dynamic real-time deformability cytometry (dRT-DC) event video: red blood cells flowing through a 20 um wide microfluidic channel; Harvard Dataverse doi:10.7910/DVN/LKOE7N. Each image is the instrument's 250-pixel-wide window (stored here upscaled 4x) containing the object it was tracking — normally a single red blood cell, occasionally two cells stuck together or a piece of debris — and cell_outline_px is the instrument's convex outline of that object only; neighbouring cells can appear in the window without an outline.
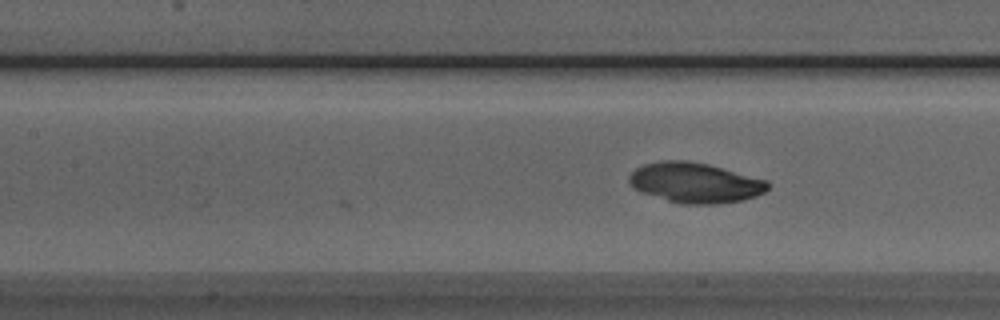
{"species": "Egyptian fruit bat (a non-hibernating species)", "species_latin": "Rousettus aegyptiacus", "temperature_condition": "room temperature", "stored_images_in_passage": 7, "camera_frame_rate_fps": 3000, "um_per_image_px": 0.085, "animal": {"sex": "male"}, "frame": {"image": 1, "passage_image": 7, "time_ms": 2.0, "image_size_px": [1000, 320], "cell_outline_px": [[768, 188], [764, 192], [756, 196], [744, 200], [720, 204], [680, 204], [640, 192], [632, 188], [628, 180], [628, 176], [636, 168], [644, 164], [664, 160], [688, 160], [708, 164], [768, 180]], "centroid_in_image_um": [59.07, 15.54], "position_along_channel_um": 148.3, "area_um2": 32.71}}